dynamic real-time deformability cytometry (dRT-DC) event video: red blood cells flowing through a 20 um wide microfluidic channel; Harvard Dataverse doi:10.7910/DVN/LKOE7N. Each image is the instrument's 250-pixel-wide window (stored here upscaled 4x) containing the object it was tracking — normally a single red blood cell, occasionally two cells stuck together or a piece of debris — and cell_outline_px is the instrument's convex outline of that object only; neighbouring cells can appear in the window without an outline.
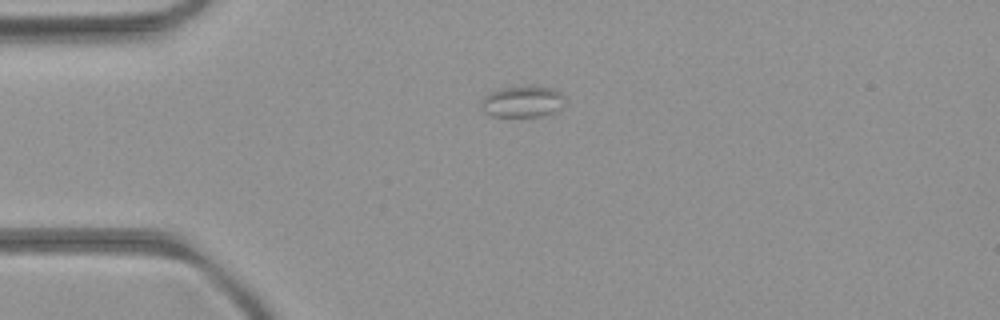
{"species": "common noctule bat (a hibernating species)", "species_latin": "Nyctalus noctula", "temperature_condition": "room temperature", "stored_images_in_passage": 3, "camera_frame_rate_fps": 3000, "um_per_image_px": 0.085, "animal": {"sex": "female", "body_mass_g": 21.9}, "frame": {"image": 1, "passage_image": 1, "time_ms": 0.0, "image_size_px": [1000, 320], "cell_outline_px": [[560, 96], [552, 112], [540, 116], [492, 116], [480, 104], [480, 100], [484, 96], [492, 92], [504, 88], [548, 88], [556, 92]], "centroid_in_image_um": [44.23, 8.67], "position_along_channel_um": 40.8, "area_um2": 13.7}}
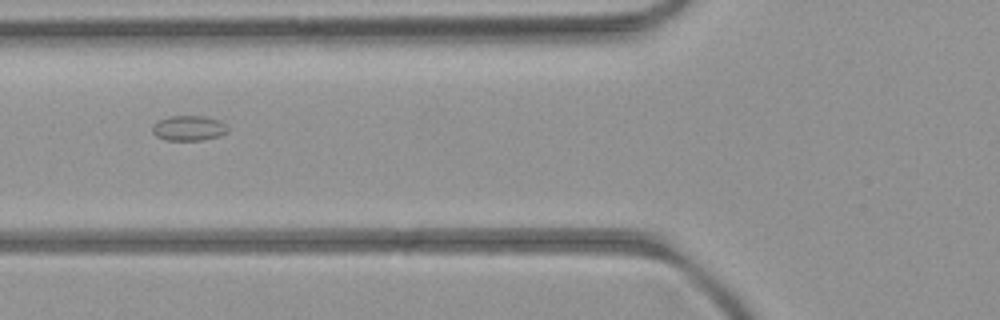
{"frame": {"image": 2, "passage_image": 3, "time_ms": 2.333, "image_size_px": [1000, 320], "cell_outline_px": [[228, 132], [220, 136], [200, 140], [164, 140], [156, 136], [152, 132], [152, 124], [160, 120], [172, 116], [204, 116], [220, 120], [228, 128]], "centroid_in_image_um": [16.04, 10.9], "position_along_channel_um": 109.8, "area_um2": 11.04}}